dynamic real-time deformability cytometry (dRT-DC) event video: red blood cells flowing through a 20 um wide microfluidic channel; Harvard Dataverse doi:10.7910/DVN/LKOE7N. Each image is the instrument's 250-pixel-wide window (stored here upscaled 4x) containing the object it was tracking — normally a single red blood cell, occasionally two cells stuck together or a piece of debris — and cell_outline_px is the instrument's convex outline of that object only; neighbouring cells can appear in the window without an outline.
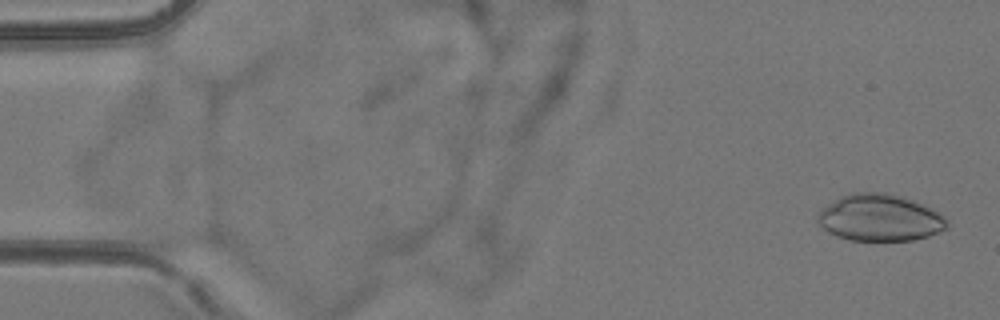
{"species": "common noctule bat (a hibernating species)", "species_latin": "Nyctalus noctula", "temperature_condition": "room temperature", "stored_images_in_passage": 5, "camera_frame_rate_fps": 3000, "um_per_image_px": 0.085, "animal": {"sex": "female", "body_mass_g": 24.6, "forearm_length_mm": 56.2}, "frame": {"image": 1, "passage_image": 1, "time_ms": 0.0, "image_size_px": [1000, 320], "cell_outline_px": [[948, 228], [928, 236], [912, 240], [852, 240], [836, 236], [828, 232], [816, 220], [816, 216], [828, 204], [840, 196], [852, 192], [884, 192], [904, 196], [916, 200], [940, 212], [948, 220]], "centroid_in_image_um": [74.82, 18.49], "position_along_channel_um": 10.2, "area_um2": 35.55}}